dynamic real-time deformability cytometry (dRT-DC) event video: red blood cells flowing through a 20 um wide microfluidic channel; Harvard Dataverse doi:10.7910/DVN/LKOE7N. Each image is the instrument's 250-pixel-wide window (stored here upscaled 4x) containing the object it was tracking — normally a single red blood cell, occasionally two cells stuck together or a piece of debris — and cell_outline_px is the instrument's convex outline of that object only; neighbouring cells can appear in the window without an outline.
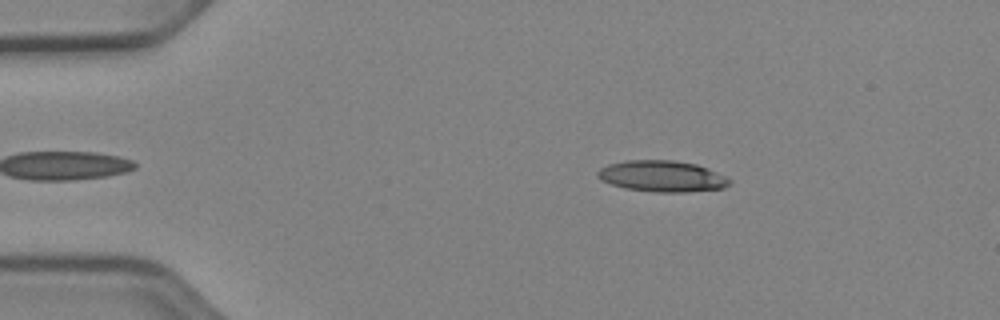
{"species": "Egyptian fruit bat (a non-hibernating species)", "species_latin": "Rousettus aegyptiacus", "temperature_condition": "cold", "stored_images_in_passage": 40, "camera_frame_rate_fps": 3000, "um_per_image_px": 0.085, "animal": {"sex": "female"}, "frame": {"image": 1, "passage_image": 5, "time_ms": 1.333, "image_size_px": [1000, 320], "cell_outline_px": [[732, 184], [724, 188], [688, 192], [656, 192], [624, 188], [600, 180], [596, 176], [596, 172], [600, 168], [608, 164], [628, 160], [672, 160], [696, 164], [708, 168], [732, 180]], "centroid_in_image_um": [56.28, 14.98], "position_along_channel_um": 28.7, "area_um2": 24.1}}
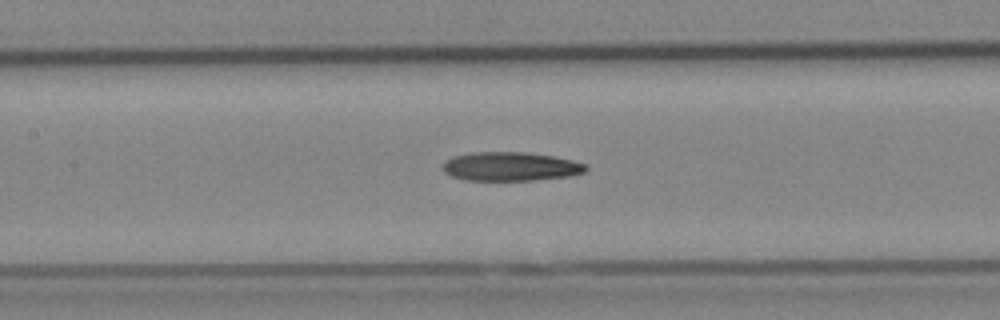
{"frame": {"image": 2, "passage_image": 20, "time_ms": 6.333, "image_size_px": [1000, 320], "cell_outline_px": [[588, 168], [584, 172], [572, 176], [536, 180], [464, 180], [452, 176], [444, 172], [440, 164], [444, 160], [452, 156], [472, 152], [524, 152], [552, 156], [572, 160], [584, 164]], "centroid_in_image_um": [43.34, 14.15], "position_along_channel_um": 164.1, "area_um2": 24.28}}
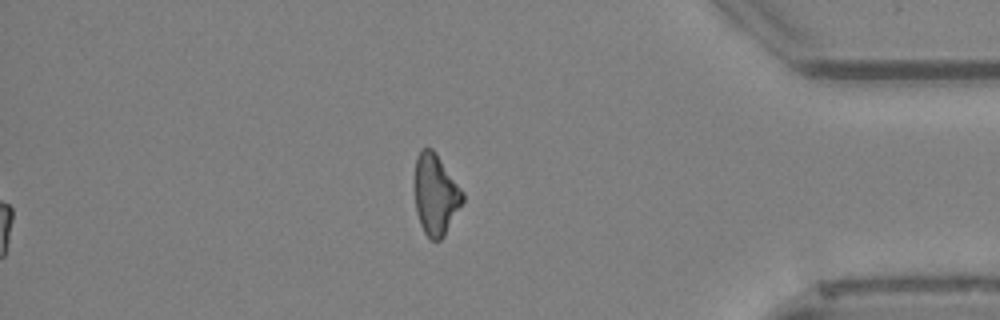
{"frame": {"image": 3, "passage_image": 40, "time_ms": 13.0, "image_size_px": [1000, 320], "cell_outline_px": [[464, 200], [444, 236], [440, 240], [432, 240], [424, 232], [420, 224], [416, 212], [416, 156], [420, 148], [432, 148], [464, 192]], "centroid_in_image_um": [37.04, 16.54], "position_along_channel_um": 398.2, "area_um2": 22.25}, "authors_computed_cell_mechanics": {"area_um2": 24.1026, "velocity_mm_per_s": 3.9718, "shape_relaxation_time_tau1_ms": 5.88, "shape_relaxation_time_tau2_ms": null, "deformation_change_tau1": 0.176, "deformation_change_tau2": null}}